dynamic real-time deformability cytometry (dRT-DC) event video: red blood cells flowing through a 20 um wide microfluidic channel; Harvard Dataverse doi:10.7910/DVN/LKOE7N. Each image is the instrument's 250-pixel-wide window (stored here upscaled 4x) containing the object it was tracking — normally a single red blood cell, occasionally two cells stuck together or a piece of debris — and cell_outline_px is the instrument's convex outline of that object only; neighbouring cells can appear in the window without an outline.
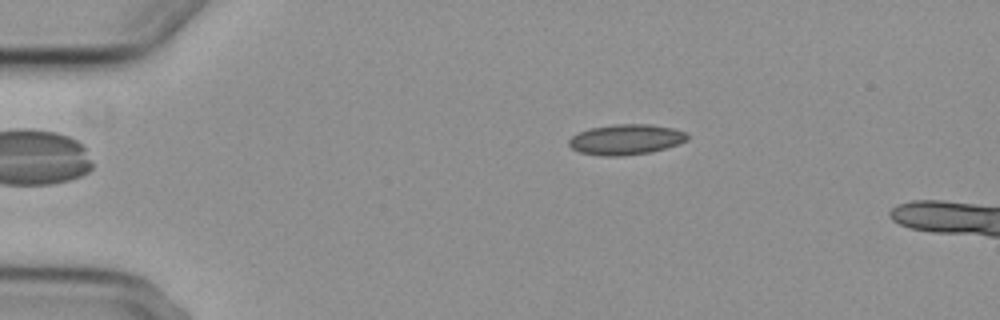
{"species": "common noctule bat (a hibernating species)", "species_latin": "Nyctalus noctula", "temperature_condition": "cold", "stored_images_in_passage": 5, "camera_frame_rate_fps": 3000, "um_per_image_px": 0.085, "animal": {"sex": "female", "body_mass_g": 29.2, "forearm_length_mm": 56.3}, "frame": {"image": 1, "passage_image": 2, "time_ms": 1.0, "image_size_px": [1000, 320], "cell_outline_px": [[688, 140], [652, 152], [620, 156], [604, 156], [580, 152], [572, 148], [568, 144], [568, 140], [576, 132], [588, 128], [616, 124], [648, 124], [672, 128], [688, 132]], "centroid_in_image_um": [53.18, 11.85], "position_along_channel_um": 31.8, "area_um2": 21.04}}
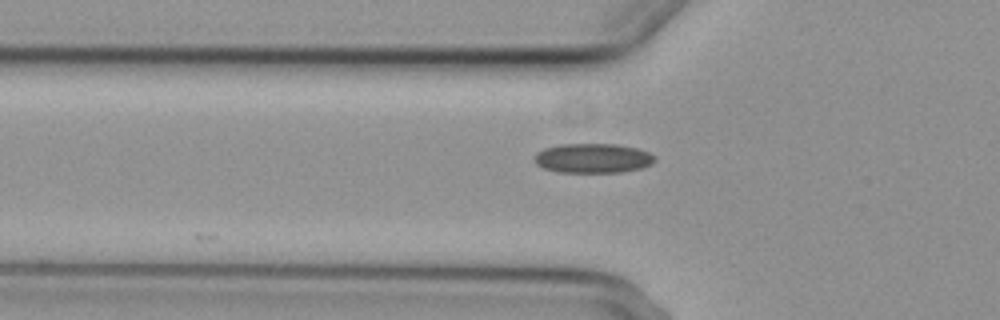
{"frame": {"image": 2, "passage_image": 4, "time_ms": 3.667, "image_size_px": [1000, 320], "cell_outline_px": [[656, 160], [640, 168], [620, 172], [560, 172], [544, 168], [536, 164], [532, 160], [536, 152], [544, 148], [560, 144], [616, 144], [636, 148], [648, 152], [656, 156]], "centroid_in_image_um": [50.35, 13.44], "position_along_channel_um": 75.5, "area_um2": 20.69}}
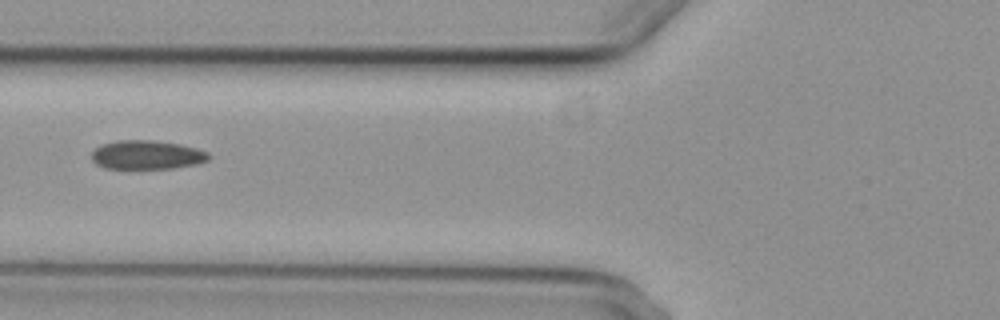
{"frame": {"image": 3, "passage_image": 5, "time_ms": 4.667, "image_size_px": [1000, 320], "cell_outline_px": [[212, 156], [208, 160], [196, 164], [172, 168], [104, 168], [96, 164], [92, 160], [92, 152], [100, 144], [116, 140], [152, 140], [180, 144], [196, 148], [208, 152]], "centroid_in_image_um": [12.48, 13.15], "position_along_channel_um": 113.3, "area_um2": 19.77}}